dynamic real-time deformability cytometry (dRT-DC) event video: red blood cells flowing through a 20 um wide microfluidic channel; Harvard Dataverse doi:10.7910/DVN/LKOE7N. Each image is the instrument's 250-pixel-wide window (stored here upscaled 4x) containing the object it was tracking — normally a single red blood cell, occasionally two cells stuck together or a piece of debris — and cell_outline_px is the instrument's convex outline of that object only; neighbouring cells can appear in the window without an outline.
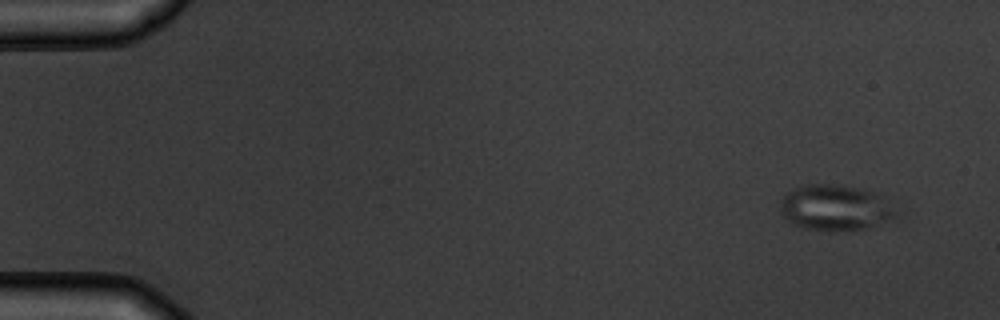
{"species": "common noctule bat (a hibernating species)", "species_latin": "Nyctalus noctula", "temperature_condition": "warm", "stored_images_in_passage": 4, "camera_frame_rate_fps": 3000, "um_per_image_px": 0.085, "animal": {"sex": "male", "body_mass_g": 19.5, "forearm_length_mm": 54.6}, "frame": {"image": 1, "passage_image": 1, "time_ms": 0.0, "image_size_px": [1000, 320], "cell_outline_px": [[896, 216], [864, 228], [804, 228], [792, 224], [784, 216], [780, 208], [780, 200], [784, 192], [808, 184], [832, 184], [860, 188], [884, 196], [896, 212]], "centroid_in_image_um": [70.93, 17.59], "position_along_channel_um": 14.1, "area_um2": 29.82}}